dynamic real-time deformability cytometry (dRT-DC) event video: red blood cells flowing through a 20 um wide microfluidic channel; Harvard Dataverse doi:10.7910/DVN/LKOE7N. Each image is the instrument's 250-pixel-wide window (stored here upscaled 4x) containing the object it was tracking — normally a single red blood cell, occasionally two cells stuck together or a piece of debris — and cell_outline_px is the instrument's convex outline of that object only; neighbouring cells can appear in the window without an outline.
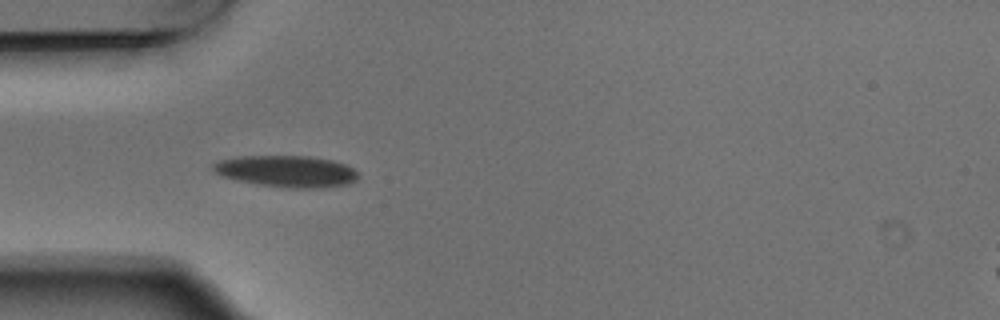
{"species": "Egyptian fruit bat (a non-hibernating species)", "species_latin": "Rousettus aegyptiacus", "temperature_condition": "warm", "stored_images_in_passage": 9, "camera_frame_rate_fps": 3000, "um_per_image_px": 0.085, "animal": {"sex": "male"}, "frame": {"image": 1, "passage_image": 4, "time_ms": 1.0, "image_size_px": [1000, 320], "cell_outline_px": [[356, 180], [348, 184], [324, 188], [288, 188], [260, 184], [236, 180], [220, 176], [212, 168], [212, 164], [220, 160], [236, 156], [308, 156], [332, 160], [344, 164], [352, 168], [356, 172]], "centroid_in_image_um": [24.33, 14.56], "position_along_channel_um": 60.7, "area_um2": 26.65}}
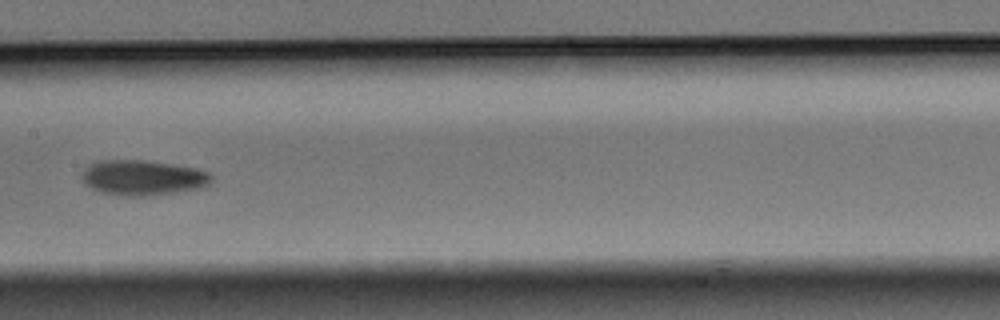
{"frame": {"image": 2, "passage_image": 7, "time_ms": 2.0, "image_size_px": [1000, 320], "cell_outline_px": [[212, 180], [208, 188], [176, 192], [140, 196], [128, 196], [100, 192], [84, 184], [80, 176], [84, 168], [88, 164], [100, 160], [144, 160], [172, 164], [196, 168], [208, 172], [212, 176]], "centroid_in_image_um": [12.15, 15.1], "position_along_channel_um": 195.3, "area_um2": 26.88}}
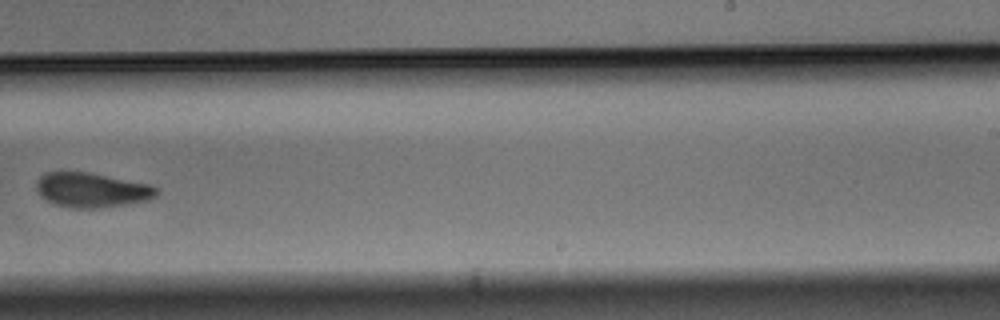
{"frame": {"image": 3, "passage_image": 9, "time_ms": 2.667, "image_size_px": [1000, 320], "cell_outline_px": [[160, 188], [156, 196], [148, 200], [124, 204], [96, 208], [72, 208], [56, 204], [48, 200], [36, 188], [36, 180], [44, 172], [88, 172], [148, 184]], "centroid_in_image_um": [7.81, 16.14], "position_along_channel_um": 281.2, "area_um2": 23.93}}